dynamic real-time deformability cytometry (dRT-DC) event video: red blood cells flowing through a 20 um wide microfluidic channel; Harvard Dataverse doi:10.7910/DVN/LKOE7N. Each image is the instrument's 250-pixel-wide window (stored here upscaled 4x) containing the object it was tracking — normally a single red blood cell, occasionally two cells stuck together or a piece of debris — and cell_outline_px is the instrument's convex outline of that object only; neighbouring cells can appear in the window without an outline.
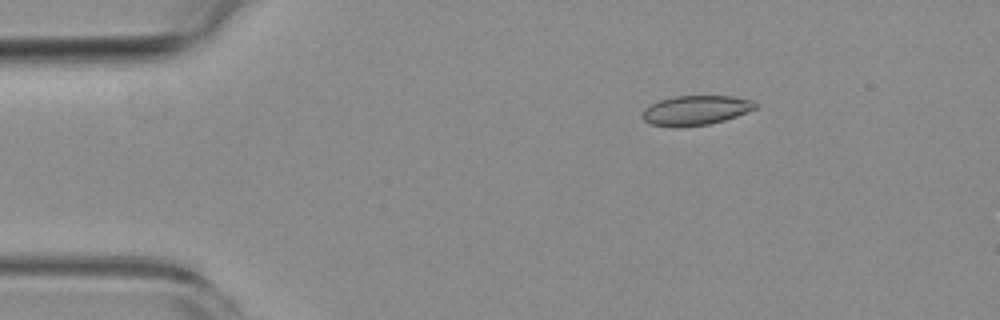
{"species": "common noctule bat (a hibernating species)", "species_latin": "Nyctalus noctula", "temperature_condition": "room temperature", "stored_images_in_passage": 3, "camera_frame_rate_fps": 3000, "um_per_image_px": 0.085, "animal": {"sex": "female", "body_mass_g": 19.3, "forearm_length_mm": 54.1}, "frame": {"image": 1, "passage_image": 1, "time_ms": 0.0, "image_size_px": [1000, 320], "cell_outline_px": [[756, 108], [736, 116], [724, 120], [708, 124], [676, 128], [652, 124], [644, 120], [640, 116], [644, 108], [660, 100], [672, 96], [732, 96], [752, 100], [756, 104]], "centroid_in_image_um": [59.09, 9.38], "position_along_channel_um": 25.9, "area_um2": 19.48}}